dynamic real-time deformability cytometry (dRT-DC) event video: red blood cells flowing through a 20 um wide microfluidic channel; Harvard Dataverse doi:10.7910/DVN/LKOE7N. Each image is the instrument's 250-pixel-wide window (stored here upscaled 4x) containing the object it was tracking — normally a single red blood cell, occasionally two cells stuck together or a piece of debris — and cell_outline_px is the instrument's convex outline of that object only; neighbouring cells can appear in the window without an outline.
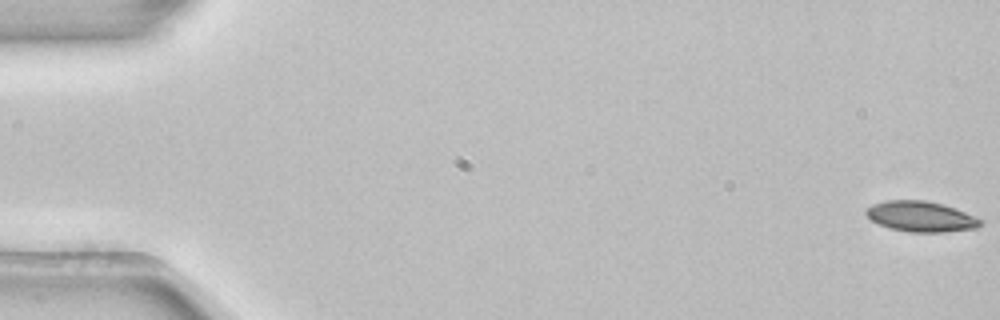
{"species": "common noctule bat (a hibernating species)", "species_latin": "Nyctalus noctula", "temperature_condition": "room temperature", "stored_images_in_passage": 54, "camera_frame_rate_fps": 3000, "um_per_image_px": 0.085, "animal": {"sex": "female", "body_mass_g": 22.7, "forearm_length_mm": 54.2}, "frame": {"image": 1, "passage_image": 1, "time_ms": 0.0, "image_size_px": [1000, 320], "cell_outline_px": [[984, 224], [976, 228], [944, 232], [908, 232], [888, 228], [872, 220], [864, 212], [872, 204], [884, 200], [924, 200], [944, 204], [964, 212], [980, 220]], "centroid_in_image_um": [78.25, 18.4], "position_along_channel_um": 6.8, "area_um2": 20.23}}
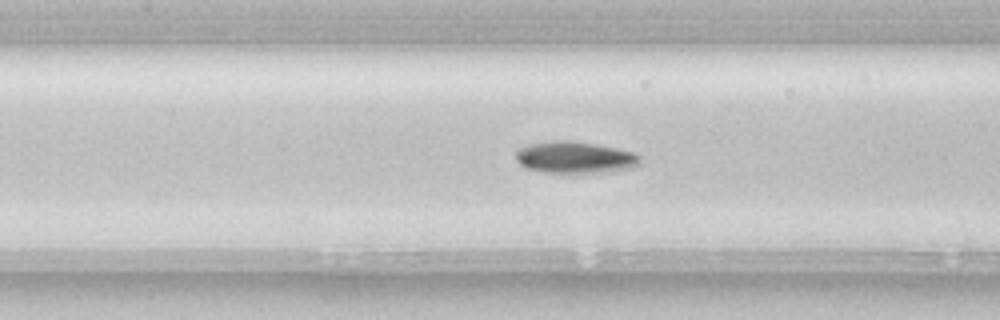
{"frame": {"image": 2, "passage_image": 25, "time_ms": 8.0, "image_size_px": [1000, 320], "cell_outline_px": [[640, 164], [632, 168], [608, 172], [544, 172], [524, 168], [516, 160], [516, 152], [520, 148], [528, 144], [552, 140], [568, 140], [596, 144], [636, 152], [640, 156]], "centroid_in_image_um": [48.88, 13.37], "position_along_channel_um": 158.5, "area_um2": 23.12}}
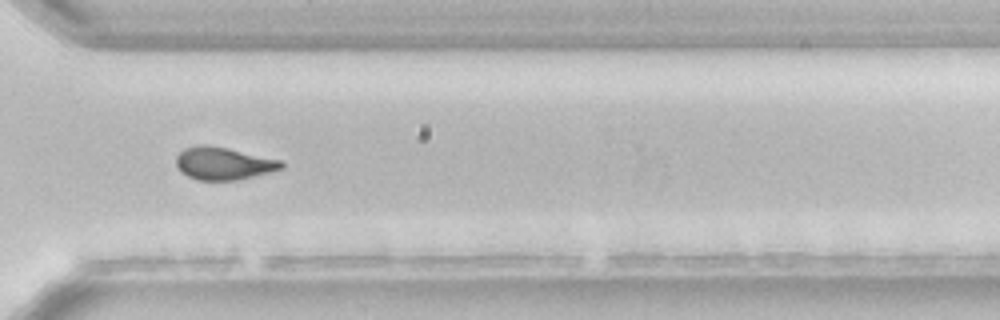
{"frame": {"image": 3, "passage_image": 40, "time_ms": 13.0, "image_size_px": [1000, 320], "cell_outline_px": [[284, 168], [236, 180], [196, 180], [180, 172], [176, 164], [176, 156], [184, 148], [200, 144], [208, 144], [228, 148], [280, 160], [284, 164]], "centroid_in_image_um": [18.95, 13.88], "position_along_channel_um": 351.7, "area_um2": 19.94}, "authors_computed_cell_mechanics": {"area_um2": 20.7213, "velocity_mm_per_s": 3.8733, "shape_relaxation_time_tau1_ms": 7.9574, "shape_relaxation_time_tau2_ms": null, "deformation_change_tau1": 0.1644, "deformation_change_tau2": null}}